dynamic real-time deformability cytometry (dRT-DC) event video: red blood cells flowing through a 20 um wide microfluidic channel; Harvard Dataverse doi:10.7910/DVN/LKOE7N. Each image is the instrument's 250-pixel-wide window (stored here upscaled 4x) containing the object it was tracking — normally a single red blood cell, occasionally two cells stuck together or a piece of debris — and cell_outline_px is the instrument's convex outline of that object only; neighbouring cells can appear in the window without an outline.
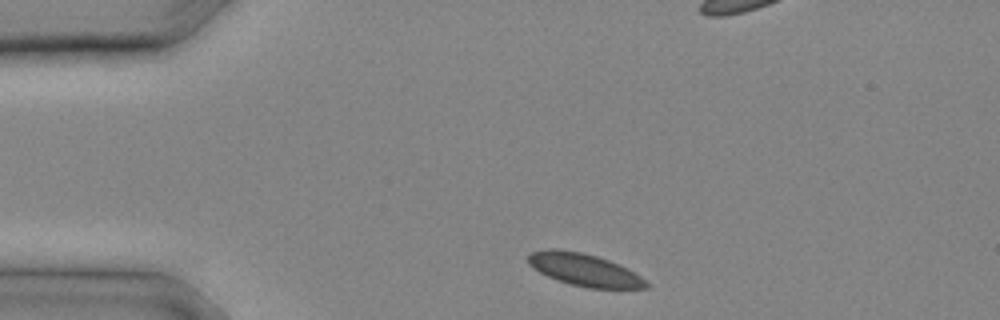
{"species": "common noctule bat (a hibernating species)", "species_latin": "Nyctalus noctula", "temperature_condition": "cold", "stored_images_in_passage": 11, "camera_frame_rate_fps": 3000, "um_per_image_px": 0.085, "animal": {"sex": "male", "body_mass_g": 20.4}, "frame": {"image": 1, "passage_image": 1, "time_ms": 0.0, "image_size_px": [1000, 320], "cell_outline_px": [[648, 288], [588, 288], [556, 280], [532, 268], [528, 264], [528, 256], [532, 252], [544, 248], [556, 248], [584, 252], [608, 260], [640, 276], [648, 284]], "centroid_in_image_um": [49.59, 22.91], "position_along_channel_um": 35.4, "area_um2": 22.08}}
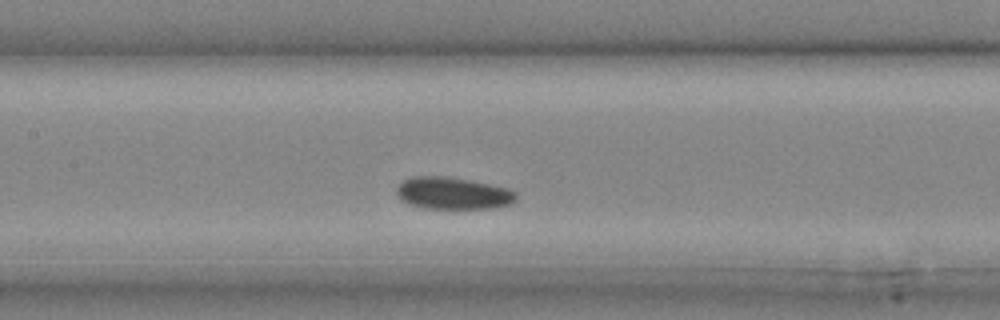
{"frame": {"image": 2, "passage_image": 8, "time_ms": 2.333, "image_size_px": [1000, 320], "cell_outline_px": [[516, 200], [508, 204], [496, 208], [420, 208], [400, 200], [396, 192], [396, 188], [404, 180], [412, 176], [440, 176], [468, 180], [508, 188], [516, 192]], "centroid_in_image_um": [38.47, 16.43], "position_along_channel_um": 168.9, "area_um2": 22.2}}
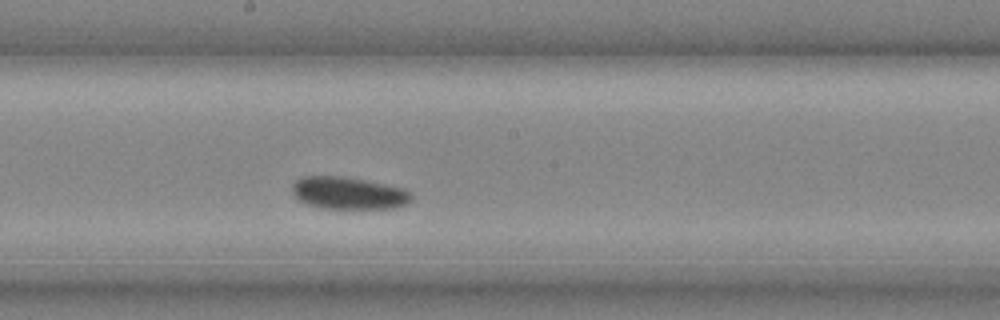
{"frame": {"image": 3, "passage_image": 10, "time_ms": 3.0, "image_size_px": [1000, 320], "cell_outline_px": [[412, 200], [396, 208], [324, 208], [308, 204], [300, 200], [292, 192], [292, 184], [296, 180], [304, 176], [344, 176], [404, 188], [412, 192]], "centroid_in_image_um": [29.64, 16.4], "position_along_channel_um": 218.6, "area_um2": 22.31}}